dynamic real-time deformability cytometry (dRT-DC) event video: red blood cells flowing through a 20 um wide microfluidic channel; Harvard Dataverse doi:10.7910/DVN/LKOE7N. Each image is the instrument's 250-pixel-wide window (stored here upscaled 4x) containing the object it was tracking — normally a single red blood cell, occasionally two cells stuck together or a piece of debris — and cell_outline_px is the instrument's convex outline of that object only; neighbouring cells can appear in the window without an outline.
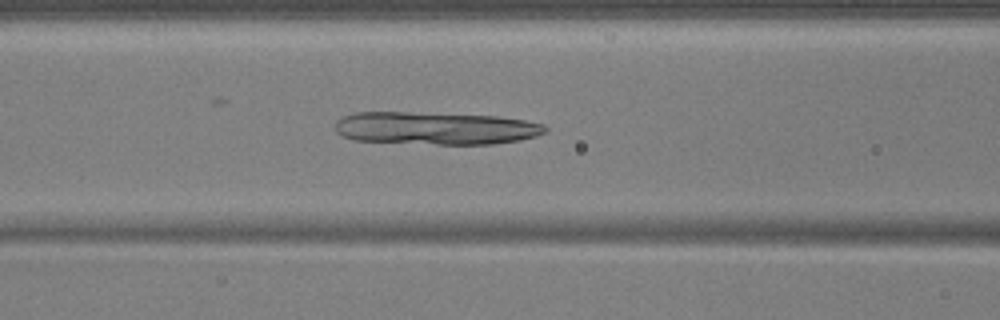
{"species": "common noctule bat (a hibernating species)", "species_latin": "Nyctalus noctula", "temperature_condition": "warm", "stored_images_in_passage": 53, "camera_frame_rate_fps": 3000, "um_per_image_px": 0.085, "animal": {"sex": "male", "body_mass_g": 17.9, "forearm_length_mm": 54.2}, "frame": {"image": 1, "passage_image": 22, "time_ms": 7.0, "image_size_px": [1000, 320], "cell_outline_px": [[548, 132], [536, 136], [520, 140], [492, 144], [436, 144], [356, 140], [344, 136], [336, 132], [336, 120], [344, 116], [356, 112], [408, 112], [496, 116], [524, 120], [544, 124], [548, 128]], "centroid_in_image_um": [37.06, 10.89], "position_along_channel_um": 129.5, "area_um2": 39.94}}
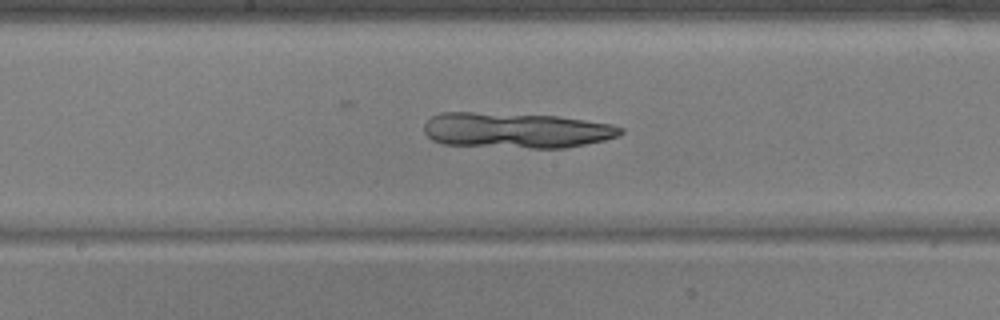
{"frame": {"image": 2, "passage_image": 28, "time_ms": 9.0, "image_size_px": [1000, 320], "cell_outline_px": [[624, 132], [620, 136], [604, 140], [564, 148], [528, 148], [444, 144], [432, 140], [424, 132], [424, 124], [432, 116], [440, 112], [472, 112], [556, 116], [612, 124], [624, 128]], "centroid_in_image_um": [43.88, 11.08], "position_along_channel_um": 204.3, "area_um2": 40.63}}
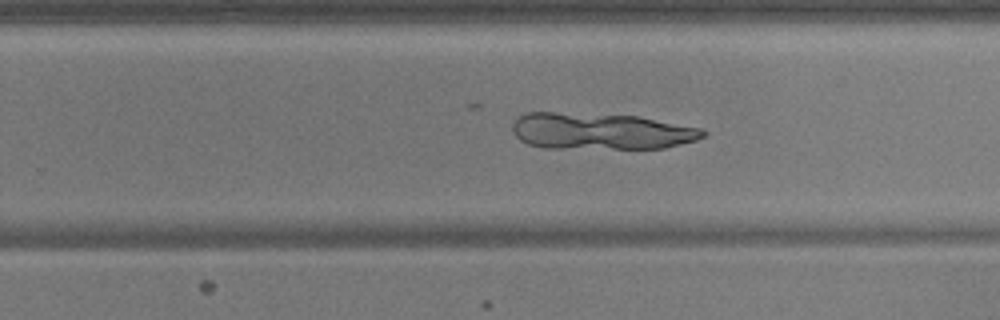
{"frame": {"image": 3, "passage_image": 34, "time_ms": 11.0, "image_size_px": [1000, 320], "cell_outline_px": [[708, 132], [704, 136], [696, 140], [664, 148], [544, 148], [528, 144], [520, 140], [512, 132], [512, 120], [524, 112], [556, 112], [636, 116], [700, 128]], "centroid_in_image_um": [50.99, 11.15], "position_along_channel_um": 278.8, "area_um2": 40.63}}